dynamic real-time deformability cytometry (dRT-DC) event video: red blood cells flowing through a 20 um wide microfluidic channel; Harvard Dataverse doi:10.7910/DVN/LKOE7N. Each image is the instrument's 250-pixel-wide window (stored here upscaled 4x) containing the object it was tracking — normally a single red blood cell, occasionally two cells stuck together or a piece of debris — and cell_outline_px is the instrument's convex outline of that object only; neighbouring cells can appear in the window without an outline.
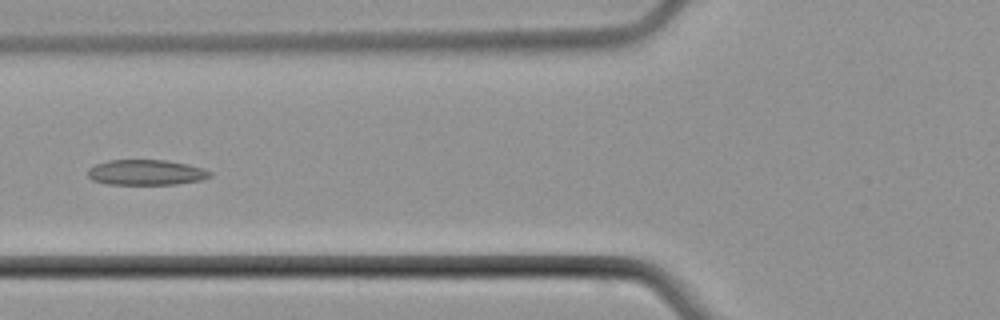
{"species": "common noctule bat (a hibernating species)", "species_latin": "Nyctalus noctula", "temperature_condition": "cold", "stored_images_in_passage": 6, "camera_frame_rate_fps": 3000, "um_per_image_px": 0.085, "animal": {"sex": "male", "body_mass_g": 21.5, "forearm_length_mm": 52.0}, "frame": {"image": 1, "passage_image": 6, "time_ms": 7.0, "image_size_px": [1000, 320], "cell_outline_px": [[212, 176], [204, 180], [176, 184], [108, 184], [92, 180], [88, 176], [88, 168], [96, 164], [108, 160], [164, 160], [188, 164], [204, 168], [212, 172]], "centroid_in_image_um": [12.45, 14.65], "position_along_channel_um": 113.3, "area_um2": 18.21}}